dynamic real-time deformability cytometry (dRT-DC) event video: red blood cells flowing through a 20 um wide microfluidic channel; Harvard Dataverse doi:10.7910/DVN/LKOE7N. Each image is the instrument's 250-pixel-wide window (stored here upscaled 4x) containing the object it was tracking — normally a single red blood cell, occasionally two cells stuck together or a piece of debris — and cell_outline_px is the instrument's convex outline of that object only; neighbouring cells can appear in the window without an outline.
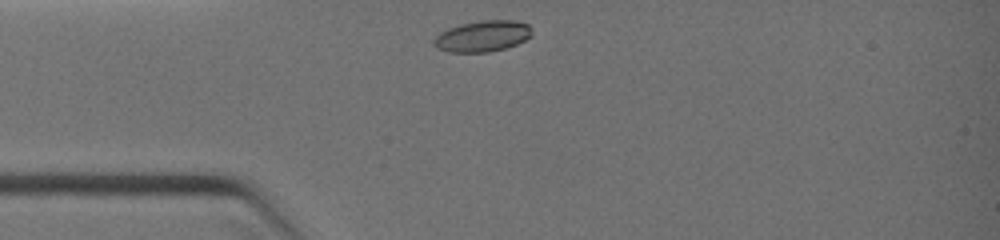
{"species": "common noctule bat (a hibernating species)", "species_latin": "Nyctalus noctula", "temperature_condition": "warm", "stored_images_in_passage": 1, "camera_frame_rate_fps": 3000, "um_per_image_px": 0.085, "animal": {"sex": "female", "body_mass_g": 19.0, "forearm_length_mm": 51.5}, "frame": {"image": 1, "passage_image": 1, "time_ms": 0.0, "image_size_px": [1000, 240], "cell_outline_px": [[532, 36], [516, 44], [504, 48], [488, 52], [448, 52], [436, 48], [432, 44], [432, 40], [440, 32], [448, 28], [460, 24], [480, 20], [512, 20], [528, 24], [532, 32]], "centroid_in_image_um": [40.98, 3.07], "position_along_channel_um": 44.0, "area_um2": 17.86}}